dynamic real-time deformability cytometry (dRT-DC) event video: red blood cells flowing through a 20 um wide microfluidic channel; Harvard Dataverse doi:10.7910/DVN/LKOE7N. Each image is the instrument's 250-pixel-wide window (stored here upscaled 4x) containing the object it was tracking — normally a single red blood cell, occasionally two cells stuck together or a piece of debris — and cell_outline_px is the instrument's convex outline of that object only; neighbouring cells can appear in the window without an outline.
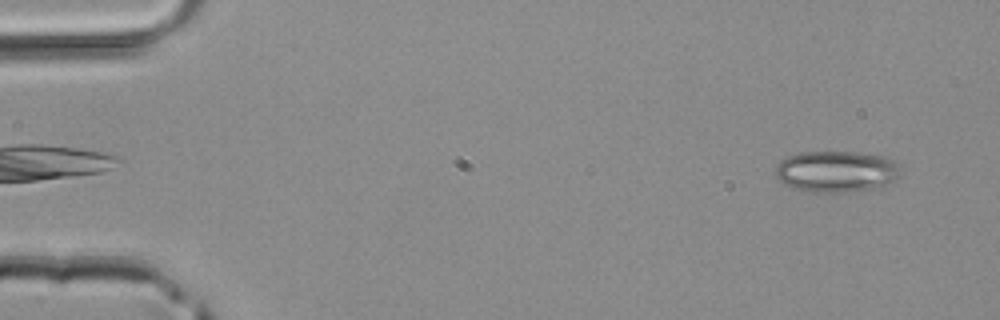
{"species": "common noctule bat (a hibernating species)", "species_latin": "Nyctalus noctula", "temperature_condition": "room temperature", "stored_images_in_passage": 4, "segment_of_instrument_passage": [2, 2], "camera_frame_rate_fps": 3000, "um_per_image_px": 0.085, "animal": {"sex": "male", "body_mass_g": 20.4}, "frame": {"image": 1, "passage_image": 4, "time_ms": 1.0, "image_size_px": [1000, 320], "cell_outline_px": [[900, 172], [884, 188], [844, 192], [804, 192], [792, 188], [784, 184], [776, 176], [776, 164], [780, 160], [788, 156], [800, 152], [856, 152], [884, 156], [896, 160], [900, 164]], "centroid_in_image_um": [71.1, 14.58], "position_along_channel_um": 13.9, "area_um2": 30.63}}